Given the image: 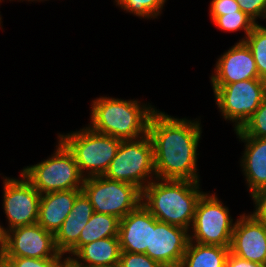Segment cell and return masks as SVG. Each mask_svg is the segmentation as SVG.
Here are the masks:
<instances>
[{"label": "cell", "mask_w": 266, "mask_h": 267, "mask_svg": "<svg viewBox=\"0 0 266 267\" xmlns=\"http://www.w3.org/2000/svg\"><path fill=\"white\" fill-rule=\"evenodd\" d=\"M217 107L225 120L240 129L266 96V81L246 79L227 85H212Z\"/></svg>", "instance_id": "obj_8"}, {"label": "cell", "mask_w": 266, "mask_h": 267, "mask_svg": "<svg viewBox=\"0 0 266 267\" xmlns=\"http://www.w3.org/2000/svg\"><path fill=\"white\" fill-rule=\"evenodd\" d=\"M230 252L242 259L266 265V225L251 212L235 220Z\"/></svg>", "instance_id": "obj_13"}, {"label": "cell", "mask_w": 266, "mask_h": 267, "mask_svg": "<svg viewBox=\"0 0 266 267\" xmlns=\"http://www.w3.org/2000/svg\"><path fill=\"white\" fill-rule=\"evenodd\" d=\"M120 254L118 237L102 238L83 245L67 264L118 266Z\"/></svg>", "instance_id": "obj_19"}, {"label": "cell", "mask_w": 266, "mask_h": 267, "mask_svg": "<svg viewBox=\"0 0 266 267\" xmlns=\"http://www.w3.org/2000/svg\"><path fill=\"white\" fill-rule=\"evenodd\" d=\"M8 267H67V259L62 258H30V257H2Z\"/></svg>", "instance_id": "obj_26"}, {"label": "cell", "mask_w": 266, "mask_h": 267, "mask_svg": "<svg viewBox=\"0 0 266 267\" xmlns=\"http://www.w3.org/2000/svg\"><path fill=\"white\" fill-rule=\"evenodd\" d=\"M213 22L216 27L223 31L235 32L238 30H244L246 35L239 41H244L257 24L242 11L230 12L226 13L225 15L217 16Z\"/></svg>", "instance_id": "obj_24"}, {"label": "cell", "mask_w": 266, "mask_h": 267, "mask_svg": "<svg viewBox=\"0 0 266 267\" xmlns=\"http://www.w3.org/2000/svg\"><path fill=\"white\" fill-rule=\"evenodd\" d=\"M58 139L73 154L84 178L103 176L122 141L119 138L98 133L89 126L68 134H59Z\"/></svg>", "instance_id": "obj_4"}, {"label": "cell", "mask_w": 266, "mask_h": 267, "mask_svg": "<svg viewBox=\"0 0 266 267\" xmlns=\"http://www.w3.org/2000/svg\"><path fill=\"white\" fill-rule=\"evenodd\" d=\"M251 197L255 204L252 214L266 225V187L258 190Z\"/></svg>", "instance_id": "obj_30"}, {"label": "cell", "mask_w": 266, "mask_h": 267, "mask_svg": "<svg viewBox=\"0 0 266 267\" xmlns=\"http://www.w3.org/2000/svg\"><path fill=\"white\" fill-rule=\"evenodd\" d=\"M93 213L90 200L81 192L76 197L71 212L54 235L56 248L61 254H67L78 243L81 231Z\"/></svg>", "instance_id": "obj_17"}, {"label": "cell", "mask_w": 266, "mask_h": 267, "mask_svg": "<svg viewBox=\"0 0 266 267\" xmlns=\"http://www.w3.org/2000/svg\"><path fill=\"white\" fill-rule=\"evenodd\" d=\"M118 267H163L147 254L121 251Z\"/></svg>", "instance_id": "obj_27"}, {"label": "cell", "mask_w": 266, "mask_h": 267, "mask_svg": "<svg viewBox=\"0 0 266 267\" xmlns=\"http://www.w3.org/2000/svg\"><path fill=\"white\" fill-rule=\"evenodd\" d=\"M7 231L0 225V255L3 256L6 249Z\"/></svg>", "instance_id": "obj_32"}, {"label": "cell", "mask_w": 266, "mask_h": 267, "mask_svg": "<svg viewBox=\"0 0 266 267\" xmlns=\"http://www.w3.org/2000/svg\"><path fill=\"white\" fill-rule=\"evenodd\" d=\"M119 222L116 216L94 212L82 229L78 243L67 253V259L73 257L83 245L102 238L118 237Z\"/></svg>", "instance_id": "obj_20"}, {"label": "cell", "mask_w": 266, "mask_h": 267, "mask_svg": "<svg viewBox=\"0 0 266 267\" xmlns=\"http://www.w3.org/2000/svg\"><path fill=\"white\" fill-rule=\"evenodd\" d=\"M189 241V230L156 220L151 225V250L146 254L163 267H180Z\"/></svg>", "instance_id": "obj_12"}, {"label": "cell", "mask_w": 266, "mask_h": 267, "mask_svg": "<svg viewBox=\"0 0 266 267\" xmlns=\"http://www.w3.org/2000/svg\"><path fill=\"white\" fill-rule=\"evenodd\" d=\"M20 179L3 177V209L9 231L13 228L38 223L41 194L21 173Z\"/></svg>", "instance_id": "obj_10"}, {"label": "cell", "mask_w": 266, "mask_h": 267, "mask_svg": "<svg viewBox=\"0 0 266 267\" xmlns=\"http://www.w3.org/2000/svg\"><path fill=\"white\" fill-rule=\"evenodd\" d=\"M103 176L133 184L142 191L156 178L150 136L147 134L135 140H122L117 154Z\"/></svg>", "instance_id": "obj_6"}, {"label": "cell", "mask_w": 266, "mask_h": 267, "mask_svg": "<svg viewBox=\"0 0 266 267\" xmlns=\"http://www.w3.org/2000/svg\"><path fill=\"white\" fill-rule=\"evenodd\" d=\"M225 267H266V265L242 259L229 252L225 261Z\"/></svg>", "instance_id": "obj_31"}, {"label": "cell", "mask_w": 266, "mask_h": 267, "mask_svg": "<svg viewBox=\"0 0 266 267\" xmlns=\"http://www.w3.org/2000/svg\"><path fill=\"white\" fill-rule=\"evenodd\" d=\"M67 267H118V266H99V265H84V264H67Z\"/></svg>", "instance_id": "obj_33"}, {"label": "cell", "mask_w": 266, "mask_h": 267, "mask_svg": "<svg viewBox=\"0 0 266 267\" xmlns=\"http://www.w3.org/2000/svg\"><path fill=\"white\" fill-rule=\"evenodd\" d=\"M115 2L117 6L135 16L154 19L160 16L166 0H115Z\"/></svg>", "instance_id": "obj_23"}, {"label": "cell", "mask_w": 266, "mask_h": 267, "mask_svg": "<svg viewBox=\"0 0 266 267\" xmlns=\"http://www.w3.org/2000/svg\"><path fill=\"white\" fill-rule=\"evenodd\" d=\"M235 222L216 193H204L199 199L193 218L190 241L204 245L230 248Z\"/></svg>", "instance_id": "obj_9"}, {"label": "cell", "mask_w": 266, "mask_h": 267, "mask_svg": "<svg viewBox=\"0 0 266 267\" xmlns=\"http://www.w3.org/2000/svg\"><path fill=\"white\" fill-rule=\"evenodd\" d=\"M237 138L245 144V150L240 166L246 177L247 187L252 196L258 190L266 187V138L244 136L239 130H234Z\"/></svg>", "instance_id": "obj_16"}, {"label": "cell", "mask_w": 266, "mask_h": 267, "mask_svg": "<svg viewBox=\"0 0 266 267\" xmlns=\"http://www.w3.org/2000/svg\"><path fill=\"white\" fill-rule=\"evenodd\" d=\"M244 42L254 57L259 78L266 81V27L257 23Z\"/></svg>", "instance_id": "obj_22"}, {"label": "cell", "mask_w": 266, "mask_h": 267, "mask_svg": "<svg viewBox=\"0 0 266 267\" xmlns=\"http://www.w3.org/2000/svg\"><path fill=\"white\" fill-rule=\"evenodd\" d=\"M238 130L247 137L266 138V96L259 108Z\"/></svg>", "instance_id": "obj_25"}, {"label": "cell", "mask_w": 266, "mask_h": 267, "mask_svg": "<svg viewBox=\"0 0 266 267\" xmlns=\"http://www.w3.org/2000/svg\"><path fill=\"white\" fill-rule=\"evenodd\" d=\"M55 245V237L38 223L7 231L6 249L2 257L65 258Z\"/></svg>", "instance_id": "obj_11"}, {"label": "cell", "mask_w": 266, "mask_h": 267, "mask_svg": "<svg viewBox=\"0 0 266 267\" xmlns=\"http://www.w3.org/2000/svg\"><path fill=\"white\" fill-rule=\"evenodd\" d=\"M239 4L240 10L247 14L256 23L258 18L265 19L266 14V0H236Z\"/></svg>", "instance_id": "obj_28"}, {"label": "cell", "mask_w": 266, "mask_h": 267, "mask_svg": "<svg viewBox=\"0 0 266 267\" xmlns=\"http://www.w3.org/2000/svg\"><path fill=\"white\" fill-rule=\"evenodd\" d=\"M215 64L211 85H227L246 79H260L254 57L244 41L224 52Z\"/></svg>", "instance_id": "obj_14"}, {"label": "cell", "mask_w": 266, "mask_h": 267, "mask_svg": "<svg viewBox=\"0 0 266 267\" xmlns=\"http://www.w3.org/2000/svg\"><path fill=\"white\" fill-rule=\"evenodd\" d=\"M210 16L213 21L217 16L226 13L241 11L236 0H212L210 2Z\"/></svg>", "instance_id": "obj_29"}, {"label": "cell", "mask_w": 266, "mask_h": 267, "mask_svg": "<svg viewBox=\"0 0 266 267\" xmlns=\"http://www.w3.org/2000/svg\"><path fill=\"white\" fill-rule=\"evenodd\" d=\"M230 248L189 241L180 267H225Z\"/></svg>", "instance_id": "obj_21"}, {"label": "cell", "mask_w": 266, "mask_h": 267, "mask_svg": "<svg viewBox=\"0 0 266 267\" xmlns=\"http://www.w3.org/2000/svg\"><path fill=\"white\" fill-rule=\"evenodd\" d=\"M81 192L82 190H66L41 194L38 224L55 235Z\"/></svg>", "instance_id": "obj_18"}, {"label": "cell", "mask_w": 266, "mask_h": 267, "mask_svg": "<svg viewBox=\"0 0 266 267\" xmlns=\"http://www.w3.org/2000/svg\"><path fill=\"white\" fill-rule=\"evenodd\" d=\"M90 125L92 130L119 138L135 140L148 134L149 121L157 110L137 100L99 97L92 101Z\"/></svg>", "instance_id": "obj_3"}, {"label": "cell", "mask_w": 266, "mask_h": 267, "mask_svg": "<svg viewBox=\"0 0 266 267\" xmlns=\"http://www.w3.org/2000/svg\"><path fill=\"white\" fill-rule=\"evenodd\" d=\"M12 1H13V0H12ZM20 1H21V0H20ZM23 1H24V0H22V2H23ZM26 1H28V2H29V1H32V2H33V1H39V0H26ZM0 3H1V0H0Z\"/></svg>", "instance_id": "obj_35"}, {"label": "cell", "mask_w": 266, "mask_h": 267, "mask_svg": "<svg viewBox=\"0 0 266 267\" xmlns=\"http://www.w3.org/2000/svg\"><path fill=\"white\" fill-rule=\"evenodd\" d=\"M199 182L155 178L142 190V205L160 222L190 230L199 199Z\"/></svg>", "instance_id": "obj_2"}, {"label": "cell", "mask_w": 266, "mask_h": 267, "mask_svg": "<svg viewBox=\"0 0 266 267\" xmlns=\"http://www.w3.org/2000/svg\"><path fill=\"white\" fill-rule=\"evenodd\" d=\"M0 267H8L3 261L0 263Z\"/></svg>", "instance_id": "obj_34"}, {"label": "cell", "mask_w": 266, "mask_h": 267, "mask_svg": "<svg viewBox=\"0 0 266 267\" xmlns=\"http://www.w3.org/2000/svg\"><path fill=\"white\" fill-rule=\"evenodd\" d=\"M21 173L40 194L82 190L84 182V177L79 171L73 154L60 140L51 157L24 167Z\"/></svg>", "instance_id": "obj_5"}, {"label": "cell", "mask_w": 266, "mask_h": 267, "mask_svg": "<svg viewBox=\"0 0 266 267\" xmlns=\"http://www.w3.org/2000/svg\"><path fill=\"white\" fill-rule=\"evenodd\" d=\"M156 220L142 203L123 217L118 231L121 251L146 254L151 250V225Z\"/></svg>", "instance_id": "obj_15"}, {"label": "cell", "mask_w": 266, "mask_h": 267, "mask_svg": "<svg viewBox=\"0 0 266 267\" xmlns=\"http://www.w3.org/2000/svg\"><path fill=\"white\" fill-rule=\"evenodd\" d=\"M201 133L199 119L174 118L156 110L148 126L154 150L156 178L200 182L197 149Z\"/></svg>", "instance_id": "obj_1"}, {"label": "cell", "mask_w": 266, "mask_h": 267, "mask_svg": "<svg viewBox=\"0 0 266 267\" xmlns=\"http://www.w3.org/2000/svg\"><path fill=\"white\" fill-rule=\"evenodd\" d=\"M82 192L90 200L94 212L116 216L120 220L142 201V191L135 185L104 176L84 178Z\"/></svg>", "instance_id": "obj_7"}]
</instances>
